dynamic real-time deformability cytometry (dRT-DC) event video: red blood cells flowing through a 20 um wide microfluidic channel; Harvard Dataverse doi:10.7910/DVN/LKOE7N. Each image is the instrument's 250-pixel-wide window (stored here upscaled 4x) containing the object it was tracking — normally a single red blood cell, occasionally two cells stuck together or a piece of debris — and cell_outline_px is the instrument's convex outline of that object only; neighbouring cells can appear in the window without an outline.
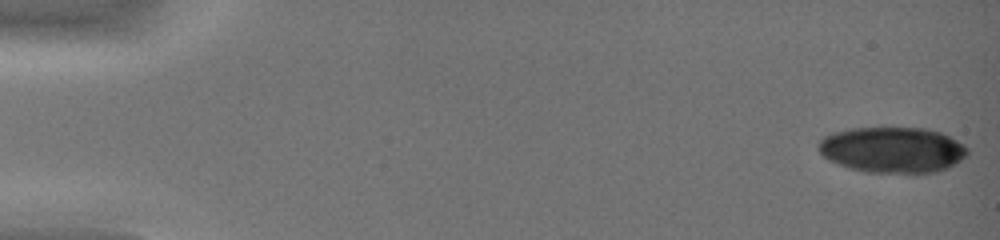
{"species": "common noctule bat (a hibernating species)", "species_latin": "Nyctalus noctula", "temperature_condition": "warm", "stored_images_in_passage": 22, "camera_frame_rate_fps": 3000, "um_per_image_px": 0.085, "animal": {"sex": "female", "body_mass_g": 19.0, "forearm_length_mm": 51.5}, "frame": {"image": 1, "passage_image": 1, "time_ms": 0.0, "image_size_px": [1000, 240], "cell_outline_px": [[968, 156], [948, 168], [936, 172], [912, 176], [868, 172], [848, 168], [828, 160], [820, 152], [816, 144], [824, 136], [832, 132], [852, 128], [928, 128], [940, 132], [964, 144], [968, 148]], "centroid_in_image_um": [75.88, 12.77], "position_along_channel_um": 9.1, "area_um2": 40.86}}